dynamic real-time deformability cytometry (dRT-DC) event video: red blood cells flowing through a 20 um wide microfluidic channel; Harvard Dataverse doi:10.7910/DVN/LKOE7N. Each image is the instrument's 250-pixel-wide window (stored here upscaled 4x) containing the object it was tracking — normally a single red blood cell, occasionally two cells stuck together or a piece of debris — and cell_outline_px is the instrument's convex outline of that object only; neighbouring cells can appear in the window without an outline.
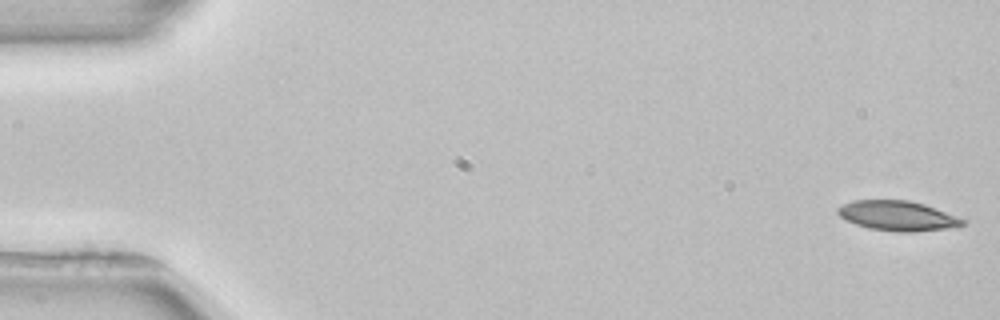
{"species": "common noctule bat (a hibernating species)", "species_latin": "Nyctalus noctula", "temperature_condition": "room temperature", "stored_images_in_passage": 4, "camera_frame_rate_fps": 3000, "um_per_image_px": 0.085, "animal": {"sex": "female", "body_mass_g": 22.7, "forearm_length_mm": 54.2}, "frame": {"image": 1, "passage_image": 1, "time_ms": 0.0, "image_size_px": [1000, 320], "cell_outline_px": [[968, 220], [964, 224], [944, 228], [912, 232], [896, 232], [868, 228], [856, 224], [840, 216], [836, 212], [836, 208], [852, 200], [908, 200], [924, 204]], "centroid_in_image_um": [76.27, 18.33], "position_along_channel_um": 8.7, "area_um2": 21.56}}
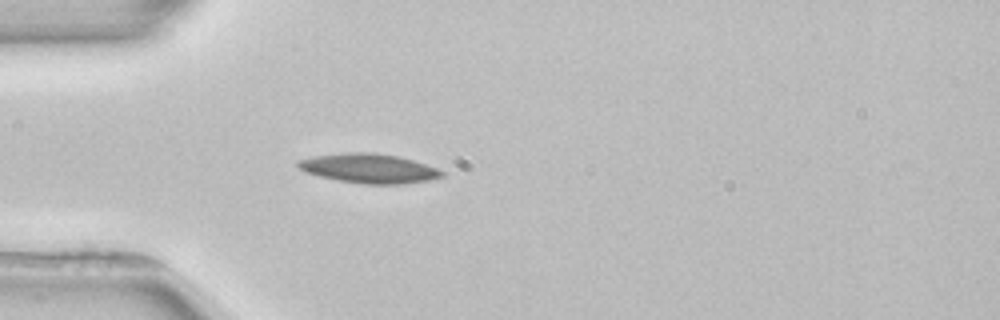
{"frame": {"image": 2, "passage_image": 4, "time_ms": 4.667, "image_size_px": [1000, 320], "cell_outline_px": [[444, 176], [428, 180], [404, 184], [360, 184], [336, 180], [304, 172], [296, 164], [296, 160], [312, 156], [344, 152], [372, 152], [400, 156], [436, 168], [444, 172]], "centroid_in_image_um": [31.31, 14.31], "position_along_channel_um": 53.7, "area_um2": 24.85}}